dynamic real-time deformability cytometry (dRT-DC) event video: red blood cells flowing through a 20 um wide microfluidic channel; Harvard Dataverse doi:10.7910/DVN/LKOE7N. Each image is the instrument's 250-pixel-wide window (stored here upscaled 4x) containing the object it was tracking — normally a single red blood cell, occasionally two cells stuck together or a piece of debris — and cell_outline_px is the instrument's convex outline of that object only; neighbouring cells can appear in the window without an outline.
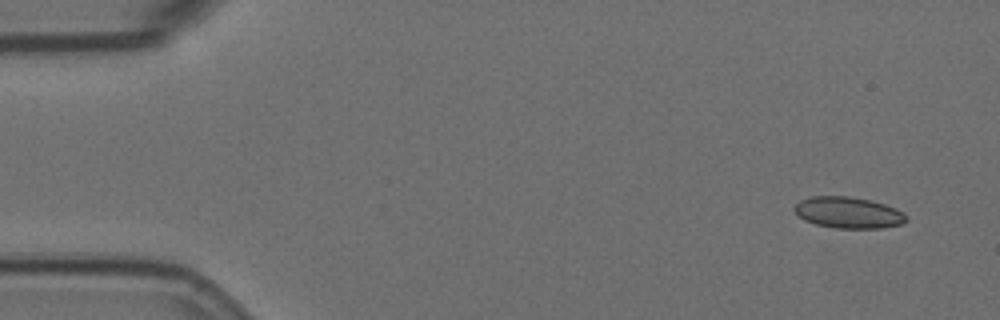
{"species": "Egyptian fruit bat (a non-hibernating species)", "species_latin": "Rousettus aegyptiacus", "temperature_condition": "room temperature", "stored_images_in_passage": 6, "camera_frame_rate_fps": 3000, "um_per_image_px": 0.085, "animal": {"sex": "female"}, "frame": {"image": 1, "passage_image": 1, "time_ms": 0.0, "image_size_px": [1000, 320], "cell_outline_px": [[908, 220], [904, 224], [880, 228], [836, 228], [816, 224], [804, 220], [792, 208], [800, 200], [812, 196], [848, 196], [872, 200], [896, 208], [904, 212], [908, 216]], "centroid_in_image_um": [72.15, 18.07], "position_along_channel_um": 12.8, "area_um2": 20.58}}
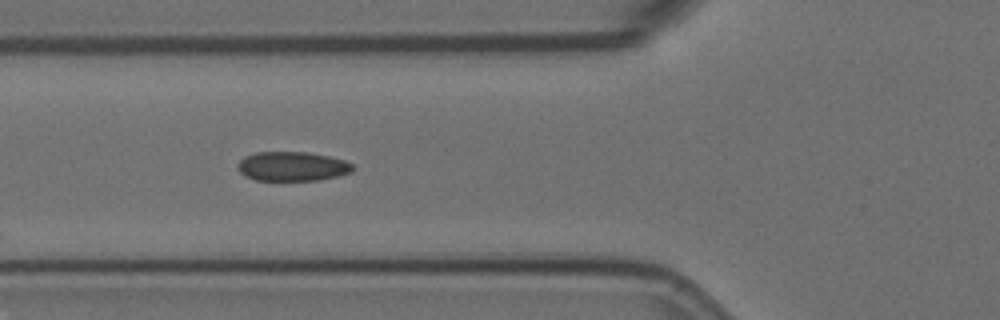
{"frame": {"image": 2, "passage_image": 5, "time_ms": 1.333, "image_size_px": [1000, 320], "cell_outline_px": [[356, 168], [352, 172], [336, 176], [316, 180], [256, 180], [244, 176], [236, 168], [236, 164], [244, 156], [256, 152], [308, 152], [328, 156], [344, 160], [352, 164]], "centroid_in_image_um": [24.81, 14.13], "position_along_channel_um": 101.0, "area_um2": 19.77}}
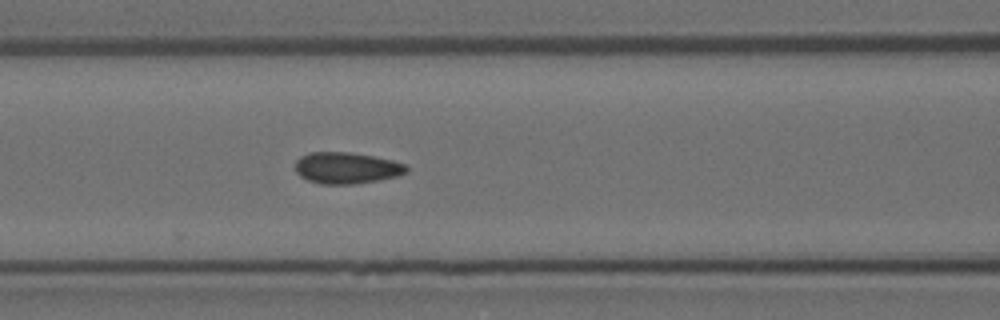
{"frame": {"image": 3, "passage_image": 6, "time_ms": 1.667, "image_size_px": [1000, 320], "cell_outline_px": [[408, 172], [396, 176], [356, 184], [320, 184], [308, 180], [300, 176], [296, 172], [296, 160], [300, 156], [308, 152], [348, 152], [372, 156], [392, 160], [404, 164], [408, 168]], "centroid_in_image_um": [29.43, 14.27], "position_along_channel_um": 137.2, "area_um2": 20.29}}